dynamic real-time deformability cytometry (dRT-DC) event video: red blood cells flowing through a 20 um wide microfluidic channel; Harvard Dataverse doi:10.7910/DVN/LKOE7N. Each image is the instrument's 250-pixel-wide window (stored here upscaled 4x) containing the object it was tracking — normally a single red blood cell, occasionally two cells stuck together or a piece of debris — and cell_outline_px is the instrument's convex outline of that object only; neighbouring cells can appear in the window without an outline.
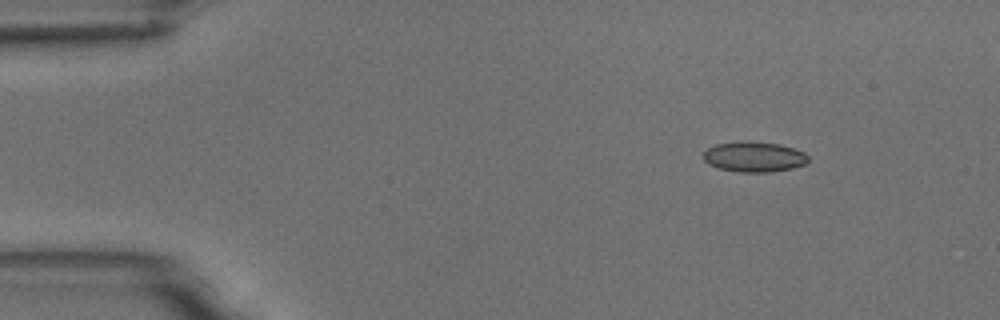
{"species": "common noctule bat (a hibernating species)", "species_latin": "Nyctalus noctula", "temperature_condition": "room temperature", "stored_images_in_passage": 3, "camera_frame_rate_fps": 3000, "um_per_image_px": 0.085, "animal": {"sex": "male", "body_mass_g": 18.8}, "frame": {"image": 1, "passage_image": 1, "time_ms": 0.0, "image_size_px": [1000, 320], "cell_outline_px": [[808, 164], [792, 168], [772, 172], [736, 172], [720, 168], [708, 164], [704, 160], [704, 152], [708, 148], [716, 144], [740, 140], [752, 140], [780, 144], [804, 152], [808, 156]], "centroid_in_image_um": [64.11, 13.31], "position_along_channel_um": 20.9, "area_um2": 18.84}}